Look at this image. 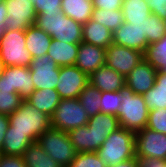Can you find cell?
<instances>
[{
  "label": "cell",
  "instance_id": "9",
  "mask_svg": "<svg viewBox=\"0 0 166 167\" xmlns=\"http://www.w3.org/2000/svg\"><path fill=\"white\" fill-rule=\"evenodd\" d=\"M135 154L141 159L166 160V134L144 128L135 133Z\"/></svg>",
  "mask_w": 166,
  "mask_h": 167
},
{
  "label": "cell",
  "instance_id": "15",
  "mask_svg": "<svg viewBox=\"0 0 166 167\" xmlns=\"http://www.w3.org/2000/svg\"><path fill=\"white\" fill-rule=\"evenodd\" d=\"M106 49L89 43L81 42L75 66L88 77L101 66L105 65Z\"/></svg>",
  "mask_w": 166,
  "mask_h": 167
},
{
  "label": "cell",
  "instance_id": "14",
  "mask_svg": "<svg viewBox=\"0 0 166 167\" xmlns=\"http://www.w3.org/2000/svg\"><path fill=\"white\" fill-rule=\"evenodd\" d=\"M157 70L143 59L126 77V86L135 94L143 95L156 81Z\"/></svg>",
  "mask_w": 166,
  "mask_h": 167
},
{
  "label": "cell",
  "instance_id": "42",
  "mask_svg": "<svg viewBox=\"0 0 166 167\" xmlns=\"http://www.w3.org/2000/svg\"><path fill=\"white\" fill-rule=\"evenodd\" d=\"M8 124H9L8 116L0 114V151L3 145Z\"/></svg>",
  "mask_w": 166,
  "mask_h": 167
},
{
  "label": "cell",
  "instance_id": "41",
  "mask_svg": "<svg viewBox=\"0 0 166 167\" xmlns=\"http://www.w3.org/2000/svg\"><path fill=\"white\" fill-rule=\"evenodd\" d=\"M139 161L140 167H166V160L162 159L148 158L141 159Z\"/></svg>",
  "mask_w": 166,
  "mask_h": 167
},
{
  "label": "cell",
  "instance_id": "44",
  "mask_svg": "<svg viewBox=\"0 0 166 167\" xmlns=\"http://www.w3.org/2000/svg\"><path fill=\"white\" fill-rule=\"evenodd\" d=\"M154 87L166 88V72L157 71Z\"/></svg>",
  "mask_w": 166,
  "mask_h": 167
},
{
  "label": "cell",
  "instance_id": "43",
  "mask_svg": "<svg viewBox=\"0 0 166 167\" xmlns=\"http://www.w3.org/2000/svg\"><path fill=\"white\" fill-rule=\"evenodd\" d=\"M108 167H140V161L135 156L134 158H131V159L123 161L119 164L111 165Z\"/></svg>",
  "mask_w": 166,
  "mask_h": 167
},
{
  "label": "cell",
  "instance_id": "23",
  "mask_svg": "<svg viewBox=\"0 0 166 167\" xmlns=\"http://www.w3.org/2000/svg\"><path fill=\"white\" fill-rule=\"evenodd\" d=\"M92 0H62L61 11L74 21L85 24L93 14Z\"/></svg>",
  "mask_w": 166,
  "mask_h": 167
},
{
  "label": "cell",
  "instance_id": "16",
  "mask_svg": "<svg viewBox=\"0 0 166 167\" xmlns=\"http://www.w3.org/2000/svg\"><path fill=\"white\" fill-rule=\"evenodd\" d=\"M68 134L77 153L96 152L106 140L104 134H96L87 125L70 130Z\"/></svg>",
  "mask_w": 166,
  "mask_h": 167
},
{
  "label": "cell",
  "instance_id": "3",
  "mask_svg": "<svg viewBox=\"0 0 166 167\" xmlns=\"http://www.w3.org/2000/svg\"><path fill=\"white\" fill-rule=\"evenodd\" d=\"M120 93L122 102L117 115L120 127L135 133L143 130L147 126L149 115L143 95L135 94L126 85Z\"/></svg>",
  "mask_w": 166,
  "mask_h": 167
},
{
  "label": "cell",
  "instance_id": "12",
  "mask_svg": "<svg viewBox=\"0 0 166 167\" xmlns=\"http://www.w3.org/2000/svg\"><path fill=\"white\" fill-rule=\"evenodd\" d=\"M89 77L75 65L61 66L56 91L61 99L78 98Z\"/></svg>",
  "mask_w": 166,
  "mask_h": 167
},
{
  "label": "cell",
  "instance_id": "4",
  "mask_svg": "<svg viewBox=\"0 0 166 167\" xmlns=\"http://www.w3.org/2000/svg\"><path fill=\"white\" fill-rule=\"evenodd\" d=\"M96 153L107 167L134 158L135 132L118 128L106 137Z\"/></svg>",
  "mask_w": 166,
  "mask_h": 167
},
{
  "label": "cell",
  "instance_id": "35",
  "mask_svg": "<svg viewBox=\"0 0 166 167\" xmlns=\"http://www.w3.org/2000/svg\"><path fill=\"white\" fill-rule=\"evenodd\" d=\"M68 167H107L96 152L77 153Z\"/></svg>",
  "mask_w": 166,
  "mask_h": 167
},
{
  "label": "cell",
  "instance_id": "18",
  "mask_svg": "<svg viewBox=\"0 0 166 167\" xmlns=\"http://www.w3.org/2000/svg\"><path fill=\"white\" fill-rule=\"evenodd\" d=\"M113 43L119 46L133 48L143 53L149 45L146 37H142L141 31L128 22H124L113 32Z\"/></svg>",
  "mask_w": 166,
  "mask_h": 167
},
{
  "label": "cell",
  "instance_id": "34",
  "mask_svg": "<svg viewBox=\"0 0 166 167\" xmlns=\"http://www.w3.org/2000/svg\"><path fill=\"white\" fill-rule=\"evenodd\" d=\"M143 98L149 110L166 108V88L153 86L143 94Z\"/></svg>",
  "mask_w": 166,
  "mask_h": 167
},
{
  "label": "cell",
  "instance_id": "25",
  "mask_svg": "<svg viewBox=\"0 0 166 167\" xmlns=\"http://www.w3.org/2000/svg\"><path fill=\"white\" fill-rule=\"evenodd\" d=\"M32 143L24 133L10 132V124H8L0 154L22 156Z\"/></svg>",
  "mask_w": 166,
  "mask_h": 167
},
{
  "label": "cell",
  "instance_id": "33",
  "mask_svg": "<svg viewBox=\"0 0 166 167\" xmlns=\"http://www.w3.org/2000/svg\"><path fill=\"white\" fill-rule=\"evenodd\" d=\"M24 99L18 93H9V91L0 90V114H13Z\"/></svg>",
  "mask_w": 166,
  "mask_h": 167
},
{
  "label": "cell",
  "instance_id": "20",
  "mask_svg": "<svg viewBox=\"0 0 166 167\" xmlns=\"http://www.w3.org/2000/svg\"><path fill=\"white\" fill-rule=\"evenodd\" d=\"M26 49L32 58L41 57L48 53L52 37L34 24L25 30Z\"/></svg>",
  "mask_w": 166,
  "mask_h": 167
},
{
  "label": "cell",
  "instance_id": "13",
  "mask_svg": "<svg viewBox=\"0 0 166 167\" xmlns=\"http://www.w3.org/2000/svg\"><path fill=\"white\" fill-rule=\"evenodd\" d=\"M30 71L32 73L35 90H56L60 67L47 54L32 58Z\"/></svg>",
  "mask_w": 166,
  "mask_h": 167
},
{
  "label": "cell",
  "instance_id": "38",
  "mask_svg": "<svg viewBox=\"0 0 166 167\" xmlns=\"http://www.w3.org/2000/svg\"><path fill=\"white\" fill-rule=\"evenodd\" d=\"M124 0H92L94 9L120 10Z\"/></svg>",
  "mask_w": 166,
  "mask_h": 167
},
{
  "label": "cell",
  "instance_id": "39",
  "mask_svg": "<svg viewBox=\"0 0 166 167\" xmlns=\"http://www.w3.org/2000/svg\"><path fill=\"white\" fill-rule=\"evenodd\" d=\"M0 167H26L22 156L0 154Z\"/></svg>",
  "mask_w": 166,
  "mask_h": 167
},
{
  "label": "cell",
  "instance_id": "46",
  "mask_svg": "<svg viewBox=\"0 0 166 167\" xmlns=\"http://www.w3.org/2000/svg\"><path fill=\"white\" fill-rule=\"evenodd\" d=\"M5 65H4V62L2 61V59L0 58V77L2 76L3 74V71L5 69Z\"/></svg>",
  "mask_w": 166,
  "mask_h": 167
},
{
  "label": "cell",
  "instance_id": "10",
  "mask_svg": "<svg viewBox=\"0 0 166 167\" xmlns=\"http://www.w3.org/2000/svg\"><path fill=\"white\" fill-rule=\"evenodd\" d=\"M143 52L112 43L106 48L105 65L126 77L142 60Z\"/></svg>",
  "mask_w": 166,
  "mask_h": 167
},
{
  "label": "cell",
  "instance_id": "37",
  "mask_svg": "<svg viewBox=\"0 0 166 167\" xmlns=\"http://www.w3.org/2000/svg\"><path fill=\"white\" fill-rule=\"evenodd\" d=\"M36 14L59 13L62 0H32Z\"/></svg>",
  "mask_w": 166,
  "mask_h": 167
},
{
  "label": "cell",
  "instance_id": "17",
  "mask_svg": "<svg viewBox=\"0 0 166 167\" xmlns=\"http://www.w3.org/2000/svg\"><path fill=\"white\" fill-rule=\"evenodd\" d=\"M89 83L101 92L120 91L126 85L125 77L107 65L89 76Z\"/></svg>",
  "mask_w": 166,
  "mask_h": 167
},
{
  "label": "cell",
  "instance_id": "6",
  "mask_svg": "<svg viewBox=\"0 0 166 167\" xmlns=\"http://www.w3.org/2000/svg\"><path fill=\"white\" fill-rule=\"evenodd\" d=\"M0 58L5 66L30 67L32 56L26 49L25 30H5L0 41Z\"/></svg>",
  "mask_w": 166,
  "mask_h": 167
},
{
  "label": "cell",
  "instance_id": "29",
  "mask_svg": "<svg viewBox=\"0 0 166 167\" xmlns=\"http://www.w3.org/2000/svg\"><path fill=\"white\" fill-rule=\"evenodd\" d=\"M101 94L102 92L90 83H88L79 94L78 99L89 117H93L96 114L101 113Z\"/></svg>",
  "mask_w": 166,
  "mask_h": 167
},
{
  "label": "cell",
  "instance_id": "45",
  "mask_svg": "<svg viewBox=\"0 0 166 167\" xmlns=\"http://www.w3.org/2000/svg\"><path fill=\"white\" fill-rule=\"evenodd\" d=\"M7 17V9L3 0H0V25H4Z\"/></svg>",
  "mask_w": 166,
  "mask_h": 167
},
{
  "label": "cell",
  "instance_id": "26",
  "mask_svg": "<svg viewBox=\"0 0 166 167\" xmlns=\"http://www.w3.org/2000/svg\"><path fill=\"white\" fill-rule=\"evenodd\" d=\"M22 157L26 167H62L43 150L38 142L30 144Z\"/></svg>",
  "mask_w": 166,
  "mask_h": 167
},
{
  "label": "cell",
  "instance_id": "32",
  "mask_svg": "<svg viewBox=\"0 0 166 167\" xmlns=\"http://www.w3.org/2000/svg\"><path fill=\"white\" fill-rule=\"evenodd\" d=\"M121 102L120 91L102 92L100 103L101 113L117 117Z\"/></svg>",
  "mask_w": 166,
  "mask_h": 167
},
{
  "label": "cell",
  "instance_id": "5",
  "mask_svg": "<svg viewBox=\"0 0 166 167\" xmlns=\"http://www.w3.org/2000/svg\"><path fill=\"white\" fill-rule=\"evenodd\" d=\"M37 142L62 167H68L77 154L68 132L53 127L44 131Z\"/></svg>",
  "mask_w": 166,
  "mask_h": 167
},
{
  "label": "cell",
  "instance_id": "31",
  "mask_svg": "<svg viewBox=\"0 0 166 167\" xmlns=\"http://www.w3.org/2000/svg\"><path fill=\"white\" fill-rule=\"evenodd\" d=\"M92 20L108 28L112 33L124 23L122 10L94 9Z\"/></svg>",
  "mask_w": 166,
  "mask_h": 167
},
{
  "label": "cell",
  "instance_id": "47",
  "mask_svg": "<svg viewBox=\"0 0 166 167\" xmlns=\"http://www.w3.org/2000/svg\"><path fill=\"white\" fill-rule=\"evenodd\" d=\"M6 30L4 25H0V41L4 35V31Z\"/></svg>",
  "mask_w": 166,
  "mask_h": 167
},
{
  "label": "cell",
  "instance_id": "8",
  "mask_svg": "<svg viewBox=\"0 0 166 167\" xmlns=\"http://www.w3.org/2000/svg\"><path fill=\"white\" fill-rule=\"evenodd\" d=\"M0 90L18 93L26 100L35 91L30 67L6 66L0 77Z\"/></svg>",
  "mask_w": 166,
  "mask_h": 167
},
{
  "label": "cell",
  "instance_id": "28",
  "mask_svg": "<svg viewBox=\"0 0 166 167\" xmlns=\"http://www.w3.org/2000/svg\"><path fill=\"white\" fill-rule=\"evenodd\" d=\"M143 57L157 71L166 72V35L148 45Z\"/></svg>",
  "mask_w": 166,
  "mask_h": 167
},
{
  "label": "cell",
  "instance_id": "1",
  "mask_svg": "<svg viewBox=\"0 0 166 167\" xmlns=\"http://www.w3.org/2000/svg\"><path fill=\"white\" fill-rule=\"evenodd\" d=\"M34 25L60 42L73 44L82 42L83 25L66 16L62 11L36 14Z\"/></svg>",
  "mask_w": 166,
  "mask_h": 167
},
{
  "label": "cell",
  "instance_id": "30",
  "mask_svg": "<svg viewBox=\"0 0 166 167\" xmlns=\"http://www.w3.org/2000/svg\"><path fill=\"white\" fill-rule=\"evenodd\" d=\"M87 126L92 128L96 134H104L106 137L120 128L119 120L116 116L104 113H98L90 117Z\"/></svg>",
  "mask_w": 166,
  "mask_h": 167
},
{
  "label": "cell",
  "instance_id": "27",
  "mask_svg": "<svg viewBox=\"0 0 166 167\" xmlns=\"http://www.w3.org/2000/svg\"><path fill=\"white\" fill-rule=\"evenodd\" d=\"M124 22L147 21L152 14L147 1L145 0H124L122 4Z\"/></svg>",
  "mask_w": 166,
  "mask_h": 167
},
{
  "label": "cell",
  "instance_id": "36",
  "mask_svg": "<svg viewBox=\"0 0 166 167\" xmlns=\"http://www.w3.org/2000/svg\"><path fill=\"white\" fill-rule=\"evenodd\" d=\"M146 128L166 134V108L149 110Z\"/></svg>",
  "mask_w": 166,
  "mask_h": 167
},
{
  "label": "cell",
  "instance_id": "19",
  "mask_svg": "<svg viewBox=\"0 0 166 167\" xmlns=\"http://www.w3.org/2000/svg\"><path fill=\"white\" fill-rule=\"evenodd\" d=\"M82 42L107 48L113 43V33L105 26L90 19L82 26Z\"/></svg>",
  "mask_w": 166,
  "mask_h": 167
},
{
  "label": "cell",
  "instance_id": "2",
  "mask_svg": "<svg viewBox=\"0 0 166 167\" xmlns=\"http://www.w3.org/2000/svg\"><path fill=\"white\" fill-rule=\"evenodd\" d=\"M8 120L10 132L24 133L33 143L51 127V118L25 100L13 114L8 115Z\"/></svg>",
  "mask_w": 166,
  "mask_h": 167
},
{
  "label": "cell",
  "instance_id": "22",
  "mask_svg": "<svg viewBox=\"0 0 166 167\" xmlns=\"http://www.w3.org/2000/svg\"><path fill=\"white\" fill-rule=\"evenodd\" d=\"M60 100L55 89H42L35 90L25 101L51 118Z\"/></svg>",
  "mask_w": 166,
  "mask_h": 167
},
{
  "label": "cell",
  "instance_id": "11",
  "mask_svg": "<svg viewBox=\"0 0 166 167\" xmlns=\"http://www.w3.org/2000/svg\"><path fill=\"white\" fill-rule=\"evenodd\" d=\"M7 17L4 26L7 30H26L35 24L36 12L31 0H3Z\"/></svg>",
  "mask_w": 166,
  "mask_h": 167
},
{
  "label": "cell",
  "instance_id": "21",
  "mask_svg": "<svg viewBox=\"0 0 166 167\" xmlns=\"http://www.w3.org/2000/svg\"><path fill=\"white\" fill-rule=\"evenodd\" d=\"M79 44L63 43L52 38L47 55L59 66L75 65Z\"/></svg>",
  "mask_w": 166,
  "mask_h": 167
},
{
  "label": "cell",
  "instance_id": "40",
  "mask_svg": "<svg viewBox=\"0 0 166 167\" xmlns=\"http://www.w3.org/2000/svg\"><path fill=\"white\" fill-rule=\"evenodd\" d=\"M150 7L152 14L157 15L159 18H166V0H145Z\"/></svg>",
  "mask_w": 166,
  "mask_h": 167
},
{
  "label": "cell",
  "instance_id": "7",
  "mask_svg": "<svg viewBox=\"0 0 166 167\" xmlns=\"http://www.w3.org/2000/svg\"><path fill=\"white\" fill-rule=\"evenodd\" d=\"M89 118L78 98L61 99L51 117V127L69 132L86 126Z\"/></svg>",
  "mask_w": 166,
  "mask_h": 167
},
{
  "label": "cell",
  "instance_id": "24",
  "mask_svg": "<svg viewBox=\"0 0 166 167\" xmlns=\"http://www.w3.org/2000/svg\"><path fill=\"white\" fill-rule=\"evenodd\" d=\"M130 24L141 31L142 37H146L149 45L166 35L165 20L154 14H151L147 21H132Z\"/></svg>",
  "mask_w": 166,
  "mask_h": 167
}]
</instances>
